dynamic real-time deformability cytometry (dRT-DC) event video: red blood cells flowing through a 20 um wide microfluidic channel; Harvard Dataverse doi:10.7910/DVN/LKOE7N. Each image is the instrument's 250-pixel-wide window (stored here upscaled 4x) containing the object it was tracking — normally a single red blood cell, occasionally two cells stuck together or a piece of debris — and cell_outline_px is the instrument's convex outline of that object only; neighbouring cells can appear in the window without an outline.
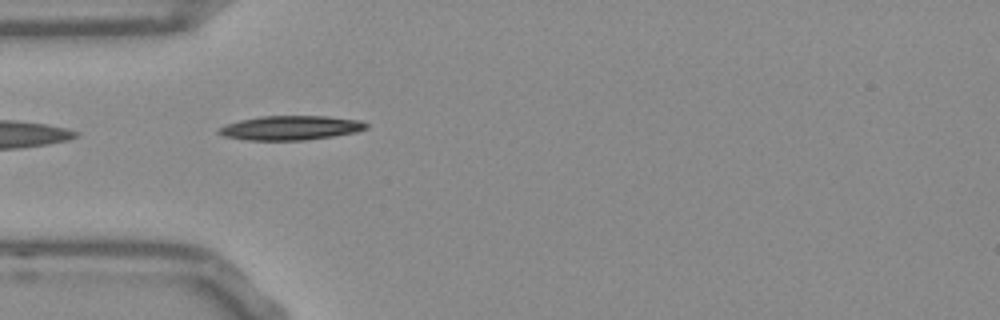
{"species": "Egyptian fruit bat (a non-hibernating species)", "species_latin": "Rousettus aegyptiacus", "temperature_condition": "room temperature", "stored_images_in_passage": 39, "camera_frame_rate_fps": 3000, "um_per_image_px": 0.085, "frame": {"image": 1, "passage_image": 1, "time_ms": 0.0, "image_size_px": [1000, 320], "cell_outline_px": [[368, 128], [356, 132], [332, 136], [304, 140], [248, 140], [224, 136], [216, 132], [220, 128], [228, 124], [240, 120], [260, 116], [324, 116], [360, 120], [368, 124]], "centroid_in_image_um": [24.72, 10.86], "position_along_channel_um": 60.3, "area_um2": 20.69}}
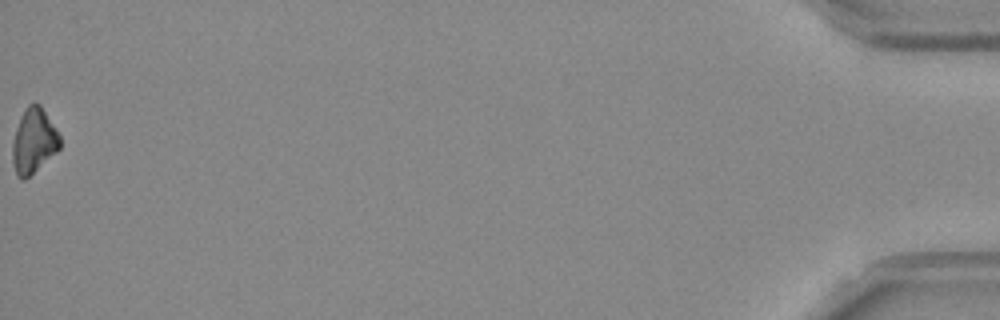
{"frame": {"image": 2, "passage_image": 39, "time_ms": 12.667, "image_size_px": [1000, 320], "cell_outline_px": [[60, 148], [56, 152], [24, 180], [16, 176], [12, 160], [12, 144], [16, 128], [20, 116], [28, 104], [40, 104], [56, 128], [60, 136]], "centroid_in_image_um": [2.85, 11.97], "position_along_channel_um": 432.3, "area_um2": 17.8}, "authors_computed_cell_mechanics": {"area_um2": 19.363, "velocity_mm_per_s": 3.7844, "shape_relaxation_time_tau1_ms": 5.9337, "shape_relaxation_time_tau2_ms": null, "deformation_change_tau1": 0.1457, "deformation_change_tau2": null}}